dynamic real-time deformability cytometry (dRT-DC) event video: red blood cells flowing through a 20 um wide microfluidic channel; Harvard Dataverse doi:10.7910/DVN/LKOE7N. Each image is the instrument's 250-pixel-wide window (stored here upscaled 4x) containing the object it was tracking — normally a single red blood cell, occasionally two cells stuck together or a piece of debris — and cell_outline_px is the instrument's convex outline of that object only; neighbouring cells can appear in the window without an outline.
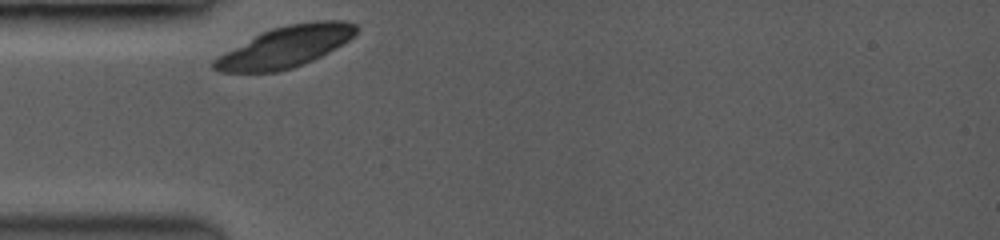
{"species": "common noctule bat (a hibernating species)", "species_latin": "Nyctalus noctula", "temperature_condition": "room temperature", "stored_images_in_passage": 2, "camera_frame_rate_fps": 3500, "um_per_image_px": 0.085, "animal": {"sex": "female", "body_mass_g": 19.0, "forearm_length_mm": 53.3}, "frame": {"image": 1, "passage_image": 1, "time_ms": 0.0, "image_size_px": [1000, 240], "cell_outline_px": [[360, 28], [348, 40], [328, 52], [304, 64], [292, 68], [276, 72], [220, 72], [212, 68], [212, 60], [260, 32], [272, 28], [288, 24], [316, 20], [344, 20], [356, 24]], "centroid_in_image_um": [24.27, 3.97], "position_along_channel_um": 60.7, "area_um2": 33.93}}